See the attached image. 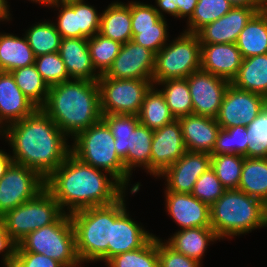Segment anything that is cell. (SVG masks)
<instances>
[{
	"label": "cell",
	"instance_id": "16",
	"mask_svg": "<svg viewBox=\"0 0 267 267\" xmlns=\"http://www.w3.org/2000/svg\"><path fill=\"white\" fill-rule=\"evenodd\" d=\"M155 53L132 40L121 45L118 56L104 74L113 79L152 80Z\"/></svg>",
	"mask_w": 267,
	"mask_h": 267
},
{
	"label": "cell",
	"instance_id": "34",
	"mask_svg": "<svg viewBox=\"0 0 267 267\" xmlns=\"http://www.w3.org/2000/svg\"><path fill=\"white\" fill-rule=\"evenodd\" d=\"M24 35L35 57L59 51L62 38L53 21L38 22L27 29Z\"/></svg>",
	"mask_w": 267,
	"mask_h": 267
},
{
	"label": "cell",
	"instance_id": "23",
	"mask_svg": "<svg viewBox=\"0 0 267 267\" xmlns=\"http://www.w3.org/2000/svg\"><path fill=\"white\" fill-rule=\"evenodd\" d=\"M178 121L187 151L212 153L221 129L216 118L191 114L178 118Z\"/></svg>",
	"mask_w": 267,
	"mask_h": 267
},
{
	"label": "cell",
	"instance_id": "31",
	"mask_svg": "<svg viewBox=\"0 0 267 267\" xmlns=\"http://www.w3.org/2000/svg\"><path fill=\"white\" fill-rule=\"evenodd\" d=\"M137 116L140 124L153 131L175 120L164 95L154 85L145 94L144 101Z\"/></svg>",
	"mask_w": 267,
	"mask_h": 267
},
{
	"label": "cell",
	"instance_id": "32",
	"mask_svg": "<svg viewBox=\"0 0 267 267\" xmlns=\"http://www.w3.org/2000/svg\"><path fill=\"white\" fill-rule=\"evenodd\" d=\"M175 119L193 114V104L186 78L167 79L157 83Z\"/></svg>",
	"mask_w": 267,
	"mask_h": 267
},
{
	"label": "cell",
	"instance_id": "18",
	"mask_svg": "<svg viewBox=\"0 0 267 267\" xmlns=\"http://www.w3.org/2000/svg\"><path fill=\"white\" fill-rule=\"evenodd\" d=\"M210 167L211 155L209 153L186 151L179 160L158 177L165 178V191L191 194L197 179Z\"/></svg>",
	"mask_w": 267,
	"mask_h": 267
},
{
	"label": "cell",
	"instance_id": "46",
	"mask_svg": "<svg viewBox=\"0 0 267 267\" xmlns=\"http://www.w3.org/2000/svg\"><path fill=\"white\" fill-rule=\"evenodd\" d=\"M161 18L152 4L131 1V29L155 28Z\"/></svg>",
	"mask_w": 267,
	"mask_h": 267
},
{
	"label": "cell",
	"instance_id": "52",
	"mask_svg": "<svg viewBox=\"0 0 267 267\" xmlns=\"http://www.w3.org/2000/svg\"><path fill=\"white\" fill-rule=\"evenodd\" d=\"M233 6L239 7H261L256 0H229Z\"/></svg>",
	"mask_w": 267,
	"mask_h": 267
},
{
	"label": "cell",
	"instance_id": "47",
	"mask_svg": "<svg viewBox=\"0 0 267 267\" xmlns=\"http://www.w3.org/2000/svg\"><path fill=\"white\" fill-rule=\"evenodd\" d=\"M197 3L198 0H155L157 6L154 8L162 18H165L163 13H167L174 18L187 17L188 21L193 15Z\"/></svg>",
	"mask_w": 267,
	"mask_h": 267
},
{
	"label": "cell",
	"instance_id": "39",
	"mask_svg": "<svg viewBox=\"0 0 267 267\" xmlns=\"http://www.w3.org/2000/svg\"><path fill=\"white\" fill-rule=\"evenodd\" d=\"M248 132L244 125L221 128L210 155L238 154L247 157Z\"/></svg>",
	"mask_w": 267,
	"mask_h": 267
},
{
	"label": "cell",
	"instance_id": "13",
	"mask_svg": "<svg viewBox=\"0 0 267 267\" xmlns=\"http://www.w3.org/2000/svg\"><path fill=\"white\" fill-rule=\"evenodd\" d=\"M126 193L111 204V244L108 261L116 255L141 248L154 234L134 221L127 212Z\"/></svg>",
	"mask_w": 267,
	"mask_h": 267
},
{
	"label": "cell",
	"instance_id": "19",
	"mask_svg": "<svg viewBox=\"0 0 267 267\" xmlns=\"http://www.w3.org/2000/svg\"><path fill=\"white\" fill-rule=\"evenodd\" d=\"M262 9V7L234 6L221 18L203 27L197 35L201 44H228L235 43L240 32L249 20Z\"/></svg>",
	"mask_w": 267,
	"mask_h": 267
},
{
	"label": "cell",
	"instance_id": "4",
	"mask_svg": "<svg viewBox=\"0 0 267 267\" xmlns=\"http://www.w3.org/2000/svg\"><path fill=\"white\" fill-rule=\"evenodd\" d=\"M210 223L219 239L267 227L266 204L239 189L225 190L210 206Z\"/></svg>",
	"mask_w": 267,
	"mask_h": 267
},
{
	"label": "cell",
	"instance_id": "43",
	"mask_svg": "<svg viewBox=\"0 0 267 267\" xmlns=\"http://www.w3.org/2000/svg\"><path fill=\"white\" fill-rule=\"evenodd\" d=\"M225 190L217 175L210 167L197 179L191 194L201 202L211 206L223 195Z\"/></svg>",
	"mask_w": 267,
	"mask_h": 267
},
{
	"label": "cell",
	"instance_id": "51",
	"mask_svg": "<svg viewBox=\"0 0 267 267\" xmlns=\"http://www.w3.org/2000/svg\"><path fill=\"white\" fill-rule=\"evenodd\" d=\"M13 163V158L10 154L0 149V179L5 175L8 168Z\"/></svg>",
	"mask_w": 267,
	"mask_h": 267
},
{
	"label": "cell",
	"instance_id": "7",
	"mask_svg": "<svg viewBox=\"0 0 267 267\" xmlns=\"http://www.w3.org/2000/svg\"><path fill=\"white\" fill-rule=\"evenodd\" d=\"M115 138L118 157L132 176L135 167H142L151 175L153 130L140 124L137 115H102Z\"/></svg>",
	"mask_w": 267,
	"mask_h": 267
},
{
	"label": "cell",
	"instance_id": "21",
	"mask_svg": "<svg viewBox=\"0 0 267 267\" xmlns=\"http://www.w3.org/2000/svg\"><path fill=\"white\" fill-rule=\"evenodd\" d=\"M37 109L19 89L12 74L0 71V133L6 126L26 118Z\"/></svg>",
	"mask_w": 267,
	"mask_h": 267
},
{
	"label": "cell",
	"instance_id": "2",
	"mask_svg": "<svg viewBox=\"0 0 267 267\" xmlns=\"http://www.w3.org/2000/svg\"><path fill=\"white\" fill-rule=\"evenodd\" d=\"M102 171L82 162L70 152L45 180V188L67 214L110 205L119 200L127 189L110 173Z\"/></svg>",
	"mask_w": 267,
	"mask_h": 267
},
{
	"label": "cell",
	"instance_id": "15",
	"mask_svg": "<svg viewBox=\"0 0 267 267\" xmlns=\"http://www.w3.org/2000/svg\"><path fill=\"white\" fill-rule=\"evenodd\" d=\"M193 104V114L216 118L230 81L203 70L187 78Z\"/></svg>",
	"mask_w": 267,
	"mask_h": 267
},
{
	"label": "cell",
	"instance_id": "45",
	"mask_svg": "<svg viewBox=\"0 0 267 267\" xmlns=\"http://www.w3.org/2000/svg\"><path fill=\"white\" fill-rule=\"evenodd\" d=\"M49 6L59 9L54 24L61 38H87L78 28L77 13L65 1H54Z\"/></svg>",
	"mask_w": 267,
	"mask_h": 267
},
{
	"label": "cell",
	"instance_id": "27",
	"mask_svg": "<svg viewBox=\"0 0 267 267\" xmlns=\"http://www.w3.org/2000/svg\"><path fill=\"white\" fill-rule=\"evenodd\" d=\"M24 37L0 33V71L11 72L17 68L34 64L35 56Z\"/></svg>",
	"mask_w": 267,
	"mask_h": 267
},
{
	"label": "cell",
	"instance_id": "6",
	"mask_svg": "<svg viewBox=\"0 0 267 267\" xmlns=\"http://www.w3.org/2000/svg\"><path fill=\"white\" fill-rule=\"evenodd\" d=\"M70 215L81 264L108 262V244H111V204L89 207Z\"/></svg>",
	"mask_w": 267,
	"mask_h": 267
},
{
	"label": "cell",
	"instance_id": "3",
	"mask_svg": "<svg viewBox=\"0 0 267 267\" xmlns=\"http://www.w3.org/2000/svg\"><path fill=\"white\" fill-rule=\"evenodd\" d=\"M41 109L58 128L73 139L102 120L97 81L71 79L49 87Z\"/></svg>",
	"mask_w": 267,
	"mask_h": 267
},
{
	"label": "cell",
	"instance_id": "44",
	"mask_svg": "<svg viewBox=\"0 0 267 267\" xmlns=\"http://www.w3.org/2000/svg\"><path fill=\"white\" fill-rule=\"evenodd\" d=\"M77 13L78 28L90 38L100 30L101 14L92 5L85 3L84 0L65 1Z\"/></svg>",
	"mask_w": 267,
	"mask_h": 267
},
{
	"label": "cell",
	"instance_id": "49",
	"mask_svg": "<svg viewBox=\"0 0 267 267\" xmlns=\"http://www.w3.org/2000/svg\"><path fill=\"white\" fill-rule=\"evenodd\" d=\"M10 267H64L58 261L33 252H16Z\"/></svg>",
	"mask_w": 267,
	"mask_h": 267
},
{
	"label": "cell",
	"instance_id": "35",
	"mask_svg": "<svg viewBox=\"0 0 267 267\" xmlns=\"http://www.w3.org/2000/svg\"><path fill=\"white\" fill-rule=\"evenodd\" d=\"M108 267H159L158 237L153 235L141 248L111 258Z\"/></svg>",
	"mask_w": 267,
	"mask_h": 267
},
{
	"label": "cell",
	"instance_id": "1",
	"mask_svg": "<svg viewBox=\"0 0 267 267\" xmlns=\"http://www.w3.org/2000/svg\"><path fill=\"white\" fill-rule=\"evenodd\" d=\"M13 148V162L35 170L46 180L71 152L68 137L38 108L0 133Z\"/></svg>",
	"mask_w": 267,
	"mask_h": 267
},
{
	"label": "cell",
	"instance_id": "48",
	"mask_svg": "<svg viewBox=\"0 0 267 267\" xmlns=\"http://www.w3.org/2000/svg\"><path fill=\"white\" fill-rule=\"evenodd\" d=\"M159 267H201V263L175 251L158 237Z\"/></svg>",
	"mask_w": 267,
	"mask_h": 267
},
{
	"label": "cell",
	"instance_id": "9",
	"mask_svg": "<svg viewBox=\"0 0 267 267\" xmlns=\"http://www.w3.org/2000/svg\"><path fill=\"white\" fill-rule=\"evenodd\" d=\"M201 68V43L197 34L182 32L155 54L153 85L167 79L187 78Z\"/></svg>",
	"mask_w": 267,
	"mask_h": 267
},
{
	"label": "cell",
	"instance_id": "26",
	"mask_svg": "<svg viewBox=\"0 0 267 267\" xmlns=\"http://www.w3.org/2000/svg\"><path fill=\"white\" fill-rule=\"evenodd\" d=\"M99 33L121 44L133 38L131 29V2H112L101 13Z\"/></svg>",
	"mask_w": 267,
	"mask_h": 267
},
{
	"label": "cell",
	"instance_id": "24",
	"mask_svg": "<svg viewBox=\"0 0 267 267\" xmlns=\"http://www.w3.org/2000/svg\"><path fill=\"white\" fill-rule=\"evenodd\" d=\"M70 79L97 81L90 57L88 38H62L59 51Z\"/></svg>",
	"mask_w": 267,
	"mask_h": 267
},
{
	"label": "cell",
	"instance_id": "30",
	"mask_svg": "<svg viewBox=\"0 0 267 267\" xmlns=\"http://www.w3.org/2000/svg\"><path fill=\"white\" fill-rule=\"evenodd\" d=\"M238 189L267 204V158H244Z\"/></svg>",
	"mask_w": 267,
	"mask_h": 267
},
{
	"label": "cell",
	"instance_id": "54",
	"mask_svg": "<svg viewBox=\"0 0 267 267\" xmlns=\"http://www.w3.org/2000/svg\"><path fill=\"white\" fill-rule=\"evenodd\" d=\"M4 1H5L6 6L8 7V9H10L9 8L10 6H9L7 0H4ZM29 1H31L33 3H36L37 2L39 4H42L43 6L45 5V6H48V7L53 2V0H29Z\"/></svg>",
	"mask_w": 267,
	"mask_h": 267
},
{
	"label": "cell",
	"instance_id": "41",
	"mask_svg": "<svg viewBox=\"0 0 267 267\" xmlns=\"http://www.w3.org/2000/svg\"><path fill=\"white\" fill-rule=\"evenodd\" d=\"M34 65L48 87L71 80L58 52L35 57Z\"/></svg>",
	"mask_w": 267,
	"mask_h": 267
},
{
	"label": "cell",
	"instance_id": "28",
	"mask_svg": "<svg viewBox=\"0 0 267 267\" xmlns=\"http://www.w3.org/2000/svg\"><path fill=\"white\" fill-rule=\"evenodd\" d=\"M232 85L267 98V54L243 59Z\"/></svg>",
	"mask_w": 267,
	"mask_h": 267
},
{
	"label": "cell",
	"instance_id": "38",
	"mask_svg": "<svg viewBox=\"0 0 267 267\" xmlns=\"http://www.w3.org/2000/svg\"><path fill=\"white\" fill-rule=\"evenodd\" d=\"M244 158L238 154L211 155V168L226 190L238 189Z\"/></svg>",
	"mask_w": 267,
	"mask_h": 267
},
{
	"label": "cell",
	"instance_id": "11",
	"mask_svg": "<svg viewBox=\"0 0 267 267\" xmlns=\"http://www.w3.org/2000/svg\"><path fill=\"white\" fill-rule=\"evenodd\" d=\"M102 115H138L153 80L113 79L100 75L97 80Z\"/></svg>",
	"mask_w": 267,
	"mask_h": 267
},
{
	"label": "cell",
	"instance_id": "29",
	"mask_svg": "<svg viewBox=\"0 0 267 267\" xmlns=\"http://www.w3.org/2000/svg\"><path fill=\"white\" fill-rule=\"evenodd\" d=\"M236 45L243 59L267 54V11L261 9L245 25Z\"/></svg>",
	"mask_w": 267,
	"mask_h": 267
},
{
	"label": "cell",
	"instance_id": "36",
	"mask_svg": "<svg viewBox=\"0 0 267 267\" xmlns=\"http://www.w3.org/2000/svg\"><path fill=\"white\" fill-rule=\"evenodd\" d=\"M234 6L229 0H198L194 13L186 22V33L197 34L203 27L221 18Z\"/></svg>",
	"mask_w": 267,
	"mask_h": 267
},
{
	"label": "cell",
	"instance_id": "40",
	"mask_svg": "<svg viewBox=\"0 0 267 267\" xmlns=\"http://www.w3.org/2000/svg\"><path fill=\"white\" fill-rule=\"evenodd\" d=\"M246 127L249 144L247 157L267 158V105Z\"/></svg>",
	"mask_w": 267,
	"mask_h": 267
},
{
	"label": "cell",
	"instance_id": "5",
	"mask_svg": "<svg viewBox=\"0 0 267 267\" xmlns=\"http://www.w3.org/2000/svg\"><path fill=\"white\" fill-rule=\"evenodd\" d=\"M71 144V153L75 157L90 166L110 173L128 190L131 175L118 157L115 138L103 120L78 133Z\"/></svg>",
	"mask_w": 267,
	"mask_h": 267
},
{
	"label": "cell",
	"instance_id": "33",
	"mask_svg": "<svg viewBox=\"0 0 267 267\" xmlns=\"http://www.w3.org/2000/svg\"><path fill=\"white\" fill-rule=\"evenodd\" d=\"M10 73L24 95L38 108H41L46 102L49 87L37 71L36 66L32 64L17 68Z\"/></svg>",
	"mask_w": 267,
	"mask_h": 267
},
{
	"label": "cell",
	"instance_id": "56",
	"mask_svg": "<svg viewBox=\"0 0 267 267\" xmlns=\"http://www.w3.org/2000/svg\"><path fill=\"white\" fill-rule=\"evenodd\" d=\"M260 5H262L264 2H265V0H256Z\"/></svg>",
	"mask_w": 267,
	"mask_h": 267
},
{
	"label": "cell",
	"instance_id": "12",
	"mask_svg": "<svg viewBox=\"0 0 267 267\" xmlns=\"http://www.w3.org/2000/svg\"><path fill=\"white\" fill-rule=\"evenodd\" d=\"M45 188V180L24 165L12 163L0 179V217L33 199Z\"/></svg>",
	"mask_w": 267,
	"mask_h": 267
},
{
	"label": "cell",
	"instance_id": "17",
	"mask_svg": "<svg viewBox=\"0 0 267 267\" xmlns=\"http://www.w3.org/2000/svg\"><path fill=\"white\" fill-rule=\"evenodd\" d=\"M178 119L153 131L151 174L158 178L186 152Z\"/></svg>",
	"mask_w": 267,
	"mask_h": 267
},
{
	"label": "cell",
	"instance_id": "53",
	"mask_svg": "<svg viewBox=\"0 0 267 267\" xmlns=\"http://www.w3.org/2000/svg\"><path fill=\"white\" fill-rule=\"evenodd\" d=\"M10 10L5 4L4 0H0V21H10L11 19V13H9Z\"/></svg>",
	"mask_w": 267,
	"mask_h": 267
},
{
	"label": "cell",
	"instance_id": "25",
	"mask_svg": "<svg viewBox=\"0 0 267 267\" xmlns=\"http://www.w3.org/2000/svg\"><path fill=\"white\" fill-rule=\"evenodd\" d=\"M217 240L220 241L212 227H196L179 230L163 241L175 251L202 263L209 244Z\"/></svg>",
	"mask_w": 267,
	"mask_h": 267
},
{
	"label": "cell",
	"instance_id": "42",
	"mask_svg": "<svg viewBox=\"0 0 267 267\" xmlns=\"http://www.w3.org/2000/svg\"><path fill=\"white\" fill-rule=\"evenodd\" d=\"M167 25L166 18H161L155 24V28L132 29V41L157 54L169 40Z\"/></svg>",
	"mask_w": 267,
	"mask_h": 267
},
{
	"label": "cell",
	"instance_id": "8",
	"mask_svg": "<svg viewBox=\"0 0 267 267\" xmlns=\"http://www.w3.org/2000/svg\"><path fill=\"white\" fill-rule=\"evenodd\" d=\"M16 252L44 254L64 267H81L73 224L67 213H63L54 223L30 232L18 243Z\"/></svg>",
	"mask_w": 267,
	"mask_h": 267
},
{
	"label": "cell",
	"instance_id": "14",
	"mask_svg": "<svg viewBox=\"0 0 267 267\" xmlns=\"http://www.w3.org/2000/svg\"><path fill=\"white\" fill-rule=\"evenodd\" d=\"M267 105V98L260 94L236 88L231 83L223 97L217 123L223 129L249 125Z\"/></svg>",
	"mask_w": 267,
	"mask_h": 267
},
{
	"label": "cell",
	"instance_id": "50",
	"mask_svg": "<svg viewBox=\"0 0 267 267\" xmlns=\"http://www.w3.org/2000/svg\"><path fill=\"white\" fill-rule=\"evenodd\" d=\"M17 243L9 236L0 222V254H3L4 267H10L15 257Z\"/></svg>",
	"mask_w": 267,
	"mask_h": 267
},
{
	"label": "cell",
	"instance_id": "10",
	"mask_svg": "<svg viewBox=\"0 0 267 267\" xmlns=\"http://www.w3.org/2000/svg\"><path fill=\"white\" fill-rule=\"evenodd\" d=\"M63 213L53 195L44 188L33 199L7 211L0 222L18 244L30 232L54 223Z\"/></svg>",
	"mask_w": 267,
	"mask_h": 267
},
{
	"label": "cell",
	"instance_id": "20",
	"mask_svg": "<svg viewBox=\"0 0 267 267\" xmlns=\"http://www.w3.org/2000/svg\"><path fill=\"white\" fill-rule=\"evenodd\" d=\"M166 212L180 226V230L211 227L210 206L192 194L165 191Z\"/></svg>",
	"mask_w": 267,
	"mask_h": 267
},
{
	"label": "cell",
	"instance_id": "55",
	"mask_svg": "<svg viewBox=\"0 0 267 267\" xmlns=\"http://www.w3.org/2000/svg\"><path fill=\"white\" fill-rule=\"evenodd\" d=\"M262 9L267 11V0L261 5Z\"/></svg>",
	"mask_w": 267,
	"mask_h": 267
},
{
	"label": "cell",
	"instance_id": "37",
	"mask_svg": "<svg viewBox=\"0 0 267 267\" xmlns=\"http://www.w3.org/2000/svg\"><path fill=\"white\" fill-rule=\"evenodd\" d=\"M121 43L109 39L99 32L88 38L92 65L99 75L105 74L119 54Z\"/></svg>",
	"mask_w": 267,
	"mask_h": 267
},
{
	"label": "cell",
	"instance_id": "22",
	"mask_svg": "<svg viewBox=\"0 0 267 267\" xmlns=\"http://www.w3.org/2000/svg\"><path fill=\"white\" fill-rule=\"evenodd\" d=\"M243 57L235 43L201 44V70L230 82L237 76Z\"/></svg>",
	"mask_w": 267,
	"mask_h": 267
}]
</instances>
